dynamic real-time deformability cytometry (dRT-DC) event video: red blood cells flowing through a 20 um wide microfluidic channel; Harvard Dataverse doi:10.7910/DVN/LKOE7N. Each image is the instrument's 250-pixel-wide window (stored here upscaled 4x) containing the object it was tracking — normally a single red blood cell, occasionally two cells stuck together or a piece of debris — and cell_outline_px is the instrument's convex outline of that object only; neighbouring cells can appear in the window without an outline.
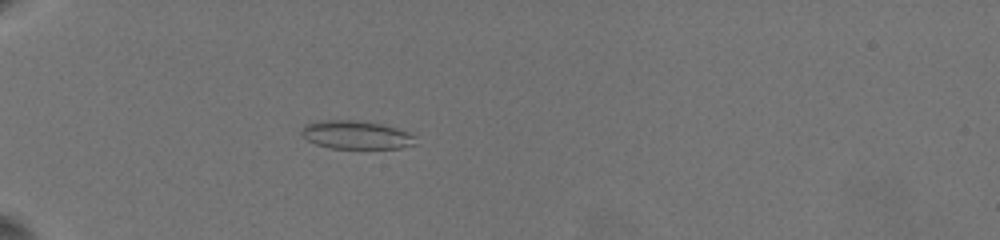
{"species": "common noctule bat (a hibernating species)", "species_latin": "Nyctalus noctula", "temperature_condition": "warm", "stored_images_in_passage": 24, "camera_frame_rate_fps": 3000, "um_per_image_px": 0.085, "animal": {"sex": "female", "body_mass_g": 19.5, "forearm_length_mm": 54.1}, "frame": {"image": 1, "passage_image": 5, "time_ms": 2.0, "image_size_px": [1000, 240], "cell_outline_px": [[416, 144], [400, 148], [332, 148], [316, 144], [308, 140], [300, 132], [304, 124], [324, 120], [356, 120], [380, 124], [396, 128], [408, 132], [416, 136]], "centroid_in_image_um": [30.29, 11.46], "position_along_channel_um": 54.7, "area_um2": 18.73}}
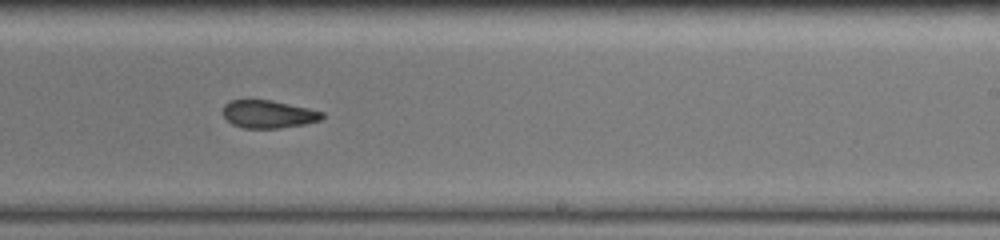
{"frame": {"image": 2, "passage_image": 13, "time_ms": 8.667, "image_size_px": [1000, 240], "cell_outline_px": [[324, 116], [320, 120], [304, 124], [280, 128], [244, 128], [232, 124], [224, 116], [224, 104], [228, 100], [248, 96], [272, 100], [308, 108], [324, 112]], "centroid_in_image_um": [22.75, 9.65], "position_along_channel_um": 266.2, "area_um2": 16.65}}
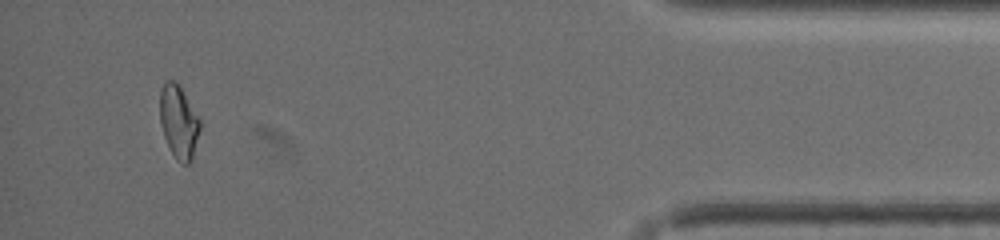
{"frame": {"image": 3, "passage_image": 22, "time_ms": 14.333, "image_size_px": [1000, 240], "cell_outline_px": [[200, 128], [192, 160], [188, 164], [184, 164], [176, 160], [164, 136], [160, 120], [160, 92], [164, 80], [176, 80], [180, 84], [200, 120]], "centroid_in_image_um": [15.19, 10.31], "position_along_channel_um": 420.0, "area_um2": 17.11}, "authors_computed_cell_mechanics": {"area_um2": 17.1666, "velocity_mm_per_s": 3.6209, "shape_relaxation_time_tau1_ms": null, "shape_relaxation_time_tau2_ms": 2.191, "deformation_change_tau1": null, "deformation_change_tau2": 0.0633}}